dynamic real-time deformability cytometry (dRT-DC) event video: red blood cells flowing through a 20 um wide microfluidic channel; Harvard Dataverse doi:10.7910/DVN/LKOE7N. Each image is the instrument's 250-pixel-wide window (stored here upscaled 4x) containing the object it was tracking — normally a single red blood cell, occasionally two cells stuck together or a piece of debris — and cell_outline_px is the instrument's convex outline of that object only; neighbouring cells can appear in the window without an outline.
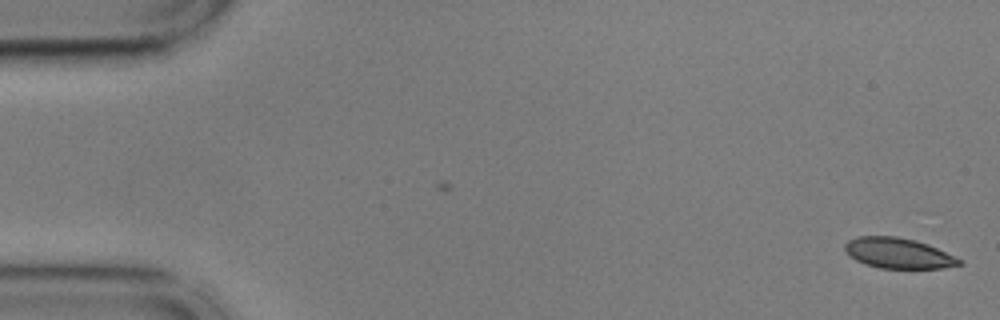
{"species": "common noctule bat (a hibernating species)", "species_latin": "Nyctalus noctula", "temperature_condition": "cold", "stored_images_in_passage": 6, "camera_frame_rate_fps": 3000, "um_per_image_px": 0.085, "animal": {"sex": "male", "body_mass_g": 17.9, "forearm_length_mm": 54.2}, "frame": {"image": 1, "passage_image": 6, "time_ms": 1.667, "image_size_px": [1000, 320], "cell_outline_px": [[964, 264], [940, 268], [880, 268], [864, 264], [856, 260], [844, 248], [844, 244], [848, 240], [856, 236], [896, 236], [916, 240], [928, 244], [964, 260]], "centroid_in_image_um": [76.38, 21.51], "position_along_channel_um": 8.6, "area_um2": 20.35}}